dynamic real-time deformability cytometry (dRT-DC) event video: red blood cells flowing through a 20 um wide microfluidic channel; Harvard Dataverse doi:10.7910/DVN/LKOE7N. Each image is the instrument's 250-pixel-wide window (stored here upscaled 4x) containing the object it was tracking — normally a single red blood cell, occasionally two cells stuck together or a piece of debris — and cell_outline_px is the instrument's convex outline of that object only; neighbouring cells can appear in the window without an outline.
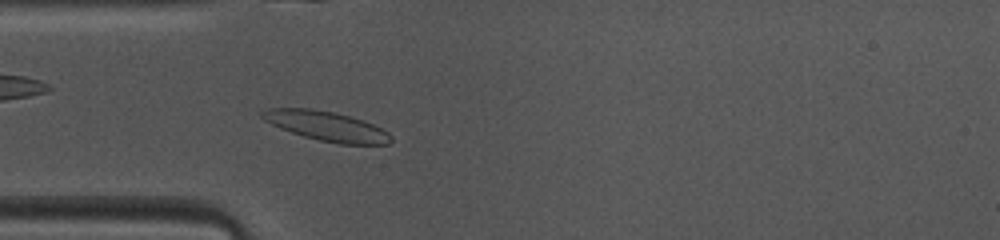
{"species": "common noctule bat (a hibernating species)", "species_latin": "Nyctalus noctula", "temperature_condition": "warm", "stored_images_in_passage": 46, "camera_frame_rate_fps": 3000, "um_per_image_px": 0.085, "animal": {"sex": "female", "body_mass_g": 10.0, "forearm_length_mm": 53.1}, "frame": {"image": 1, "passage_image": 11, "time_ms": 3.333, "image_size_px": [1000, 240], "cell_outline_px": [[392, 140], [388, 144], [340, 144], [320, 140], [304, 136], [280, 128], [264, 120], [260, 116], [260, 112], [268, 108], [312, 108], [332, 112], [348, 116], [372, 124], [388, 132], [392, 136]], "centroid_in_image_um": [27.72, 10.71], "position_along_channel_um": 57.3, "area_um2": 21.91}}
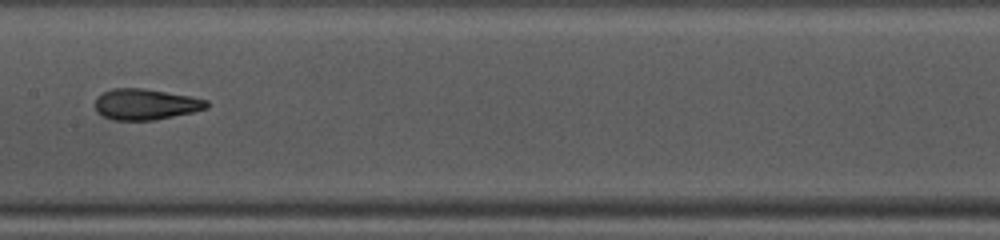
{"frame": {"image": 2, "passage_image": 21, "time_ms": 6.667, "image_size_px": [1000, 240], "cell_outline_px": [[208, 108], [192, 112], [152, 120], [112, 120], [96, 112], [96, 100], [104, 92], [112, 88], [144, 88], [192, 96], [208, 100]], "centroid_in_image_um": [12.4, 8.86], "position_along_channel_um": 195.0, "area_um2": 20.0}}
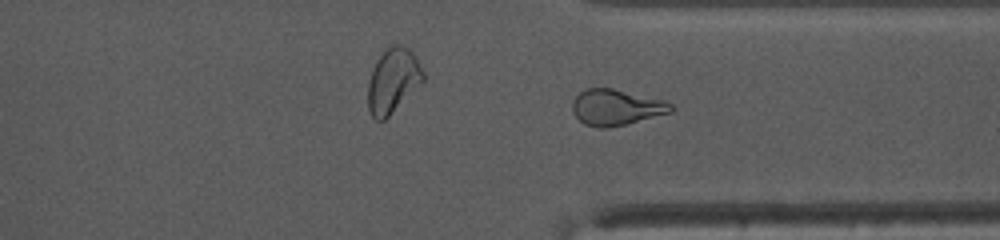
{"frame": {"image": 3, "passage_image": 33, "time_ms": 10.667, "image_size_px": [1000, 240], "cell_outline_px": [[672, 112], [628, 124], [604, 128], [596, 128], [584, 124], [572, 112], [572, 100], [584, 88], [612, 88], [664, 100], [672, 104]], "centroid_in_image_um": [52.35, 9.13], "position_along_channel_um": 359.0, "area_um2": 20.75}, "authors_computed_cell_mechanics": {"area_um2": 21.2126, "velocity_mm_per_s": 4.1125, "shape_relaxation_time_tau1_ms": 7.0836, "shape_relaxation_time_tau2_ms": 1.6415, "deformation_change_tau1": 0.2054, "deformation_change_tau2": 0.1028}}